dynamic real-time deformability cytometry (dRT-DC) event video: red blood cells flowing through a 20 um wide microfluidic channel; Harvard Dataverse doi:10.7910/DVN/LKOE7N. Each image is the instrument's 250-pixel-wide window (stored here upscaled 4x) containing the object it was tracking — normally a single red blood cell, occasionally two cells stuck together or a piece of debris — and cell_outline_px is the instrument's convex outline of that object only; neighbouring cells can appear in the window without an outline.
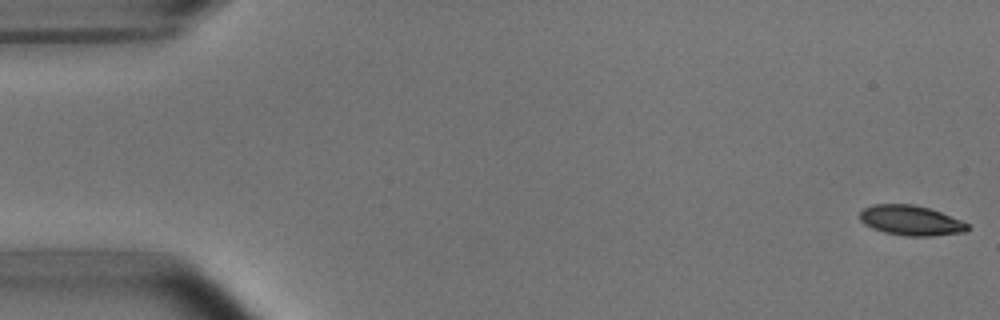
{"species": "common noctule bat (a hibernating species)", "species_latin": "Nyctalus noctula", "temperature_condition": "room temperature", "stored_images_in_passage": 4, "camera_frame_rate_fps": 3000, "um_per_image_px": 0.085, "animal": {"sex": "male", "body_mass_g": 15.6}, "frame": {"image": 1, "passage_image": 1, "time_ms": 0.0, "image_size_px": [1000, 320], "cell_outline_px": [[968, 228], [964, 232], [932, 236], [904, 236], [884, 232], [872, 228], [864, 224], [860, 220], [860, 212], [864, 208], [872, 204], [912, 204], [928, 208], [940, 212], [960, 220], [968, 224]], "centroid_in_image_um": [77.38, 18.74], "position_along_channel_um": 7.6, "area_um2": 18.73}}